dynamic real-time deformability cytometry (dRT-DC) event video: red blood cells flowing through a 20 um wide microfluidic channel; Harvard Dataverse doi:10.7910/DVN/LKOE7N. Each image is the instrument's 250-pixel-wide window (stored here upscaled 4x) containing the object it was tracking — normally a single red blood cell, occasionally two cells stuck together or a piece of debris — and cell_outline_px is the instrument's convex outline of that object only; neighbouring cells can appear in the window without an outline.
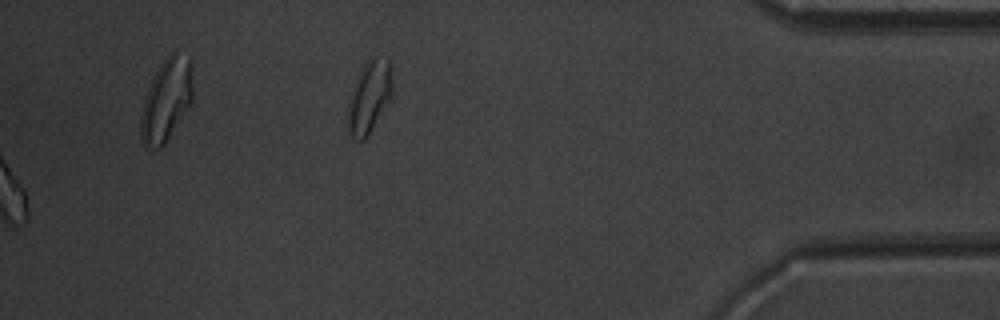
{"species": "common noctule bat (a hibernating species)", "species_latin": "Nyctalus noctula", "temperature_condition": "warm", "stored_images_in_passage": 54, "segment_of_instrument_passage": [2, 2], "camera_frame_rate_fps": 3000, "um_per_image_px": 0.085, "animal": {"sex": "male", "body_mass_g": 20.1, "forearm_length_mm": 53.5}, "frame": {"image": 1, "passage_image": 54, "time_ms": 17.667, "image_size_px": [1000, 320], "cell_outline_px": [[392, 92], [368, 136], [364, 140], [356, 140], [348, 132], [348, 112], [356, 76], [364, 60], [372, 52], [388, 60], [392, 64]], "centroid_in_image_um": [31.4, 8.1], "position_along_channel_um": 403.8, "area_um2": 18.84}}